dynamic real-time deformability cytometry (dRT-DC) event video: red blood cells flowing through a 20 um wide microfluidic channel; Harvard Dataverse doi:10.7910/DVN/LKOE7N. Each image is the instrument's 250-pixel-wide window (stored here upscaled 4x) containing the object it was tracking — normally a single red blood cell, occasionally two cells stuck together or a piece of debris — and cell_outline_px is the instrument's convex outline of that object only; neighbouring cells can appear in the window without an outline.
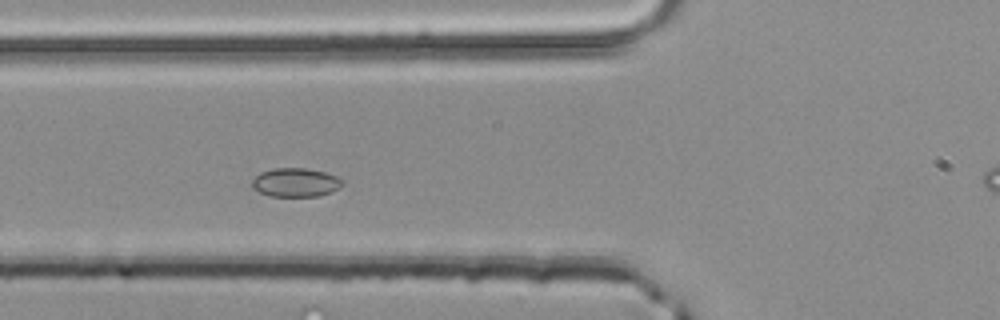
{"species": "common noctule bat (a hibernating species)", "species_latin": "Nyctalus noctula", "temperature_condition": "room temperature", "stored_images_in_passage": 45, "camera_frame_rate_fps": 3000, "um_per_image_px": 0.085, "animal": {"sex": "male", "body_mass_g": 20.4}, "frame": {"image": 1, "passage_image": 12, "time_ms": 3.667, "image_size_px": [1000, 320], "cell_outline_px": [[344, 184], [332, 192], [316, 196], [272, 196], [260, 192], [252, 188], [252, 180], [260, 172], [272, 168], [304, 168], [324, 172], [336, 176], [344, 180]], "centroid_in_image_um": [25.13, 15.5], "position_along_channel_um": 100.7, "area_um2": 15.14}}
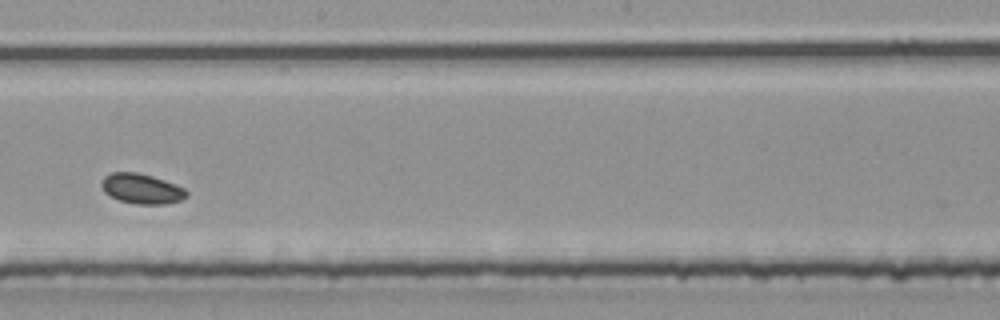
{"frame": {"image": 2, "passage_image": 22, "time_ms": 7.0, "image_size_px": [1000, 320], "cell_outline_px": [[188, 196], [180, 200], [164, 204], [136, 204], [120, 200], [104, 192], [100, 184], [104, 176], [112, 172], [136, 172], [152, 176], [176, 184], [184, 188], [188, 192]], "centroid_in_image_um": [12.04, 16.03], "position_along_channel_um": 236.2, "area_um2": 14.85}}
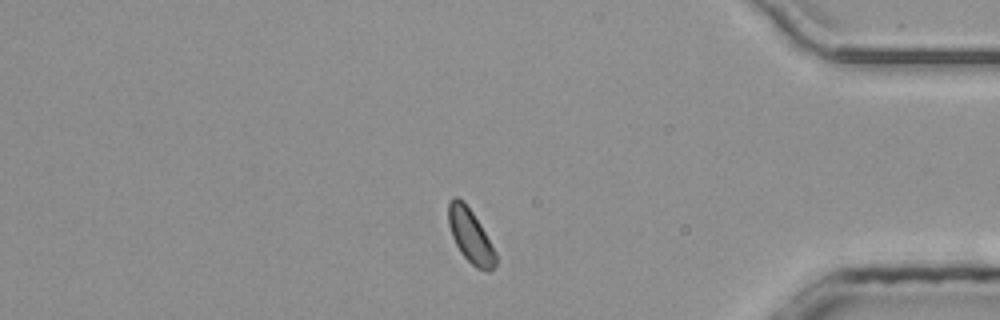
{"frame": {"image": 3, "passage_image": 36, "time_ms": 11.667, "image_size_px": [1000, 320], "cell_outline_px": [[496, 264], [488, 272], [476, 268], [460, 252], [452, 236], [448, 224], [448, 204], [452, 196], [456, 196], [472, 212], [480, 224], [496, 252]], "centroid_in_image_um": [39.97, 20.07], "position_along_channel_um": 395.2, "area_um2": 14.57}}